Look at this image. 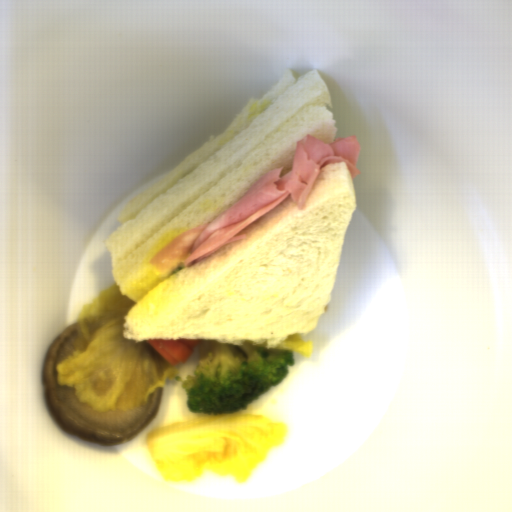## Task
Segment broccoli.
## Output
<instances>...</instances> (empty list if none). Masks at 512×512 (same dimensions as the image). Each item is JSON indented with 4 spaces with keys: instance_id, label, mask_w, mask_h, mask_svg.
Listing matches in <instances>:
<instances>
[{
    "instance_id": "1",
    "label": "broccoli",
    "mask_w": 512,
    "mask_h": 512,
    "mask_svg": "<svg viewBox=\"0 0 512 512\" xmlns=\"http://www.w3.org/2000/svg\"><path fill=\"white\" fill-rule=\"evenodd\" d=\"M293 353L267 348L266 342L201 339L194 376L174 378L188 397L185 405L191 413L247 411L254 400L284 381L294 364Z\"/></svg>"
}]
</instances>
